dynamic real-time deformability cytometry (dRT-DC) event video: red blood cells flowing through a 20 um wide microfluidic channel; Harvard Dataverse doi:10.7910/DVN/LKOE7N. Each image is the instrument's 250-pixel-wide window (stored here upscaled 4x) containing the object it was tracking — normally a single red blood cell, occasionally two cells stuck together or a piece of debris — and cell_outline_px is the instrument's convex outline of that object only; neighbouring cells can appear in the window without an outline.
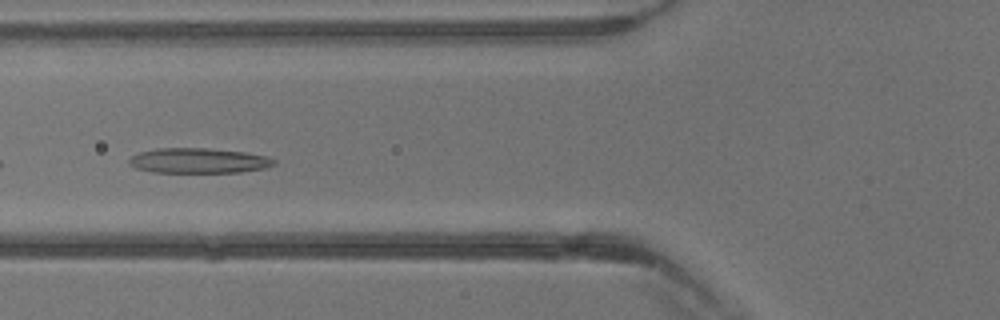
{"species": "common noctule bat (a hibernating species)", "species_latin": "Nyctalus noctula", "temperature_condition": "warm", "stored_images_in_passage": 26, "camera_frame_rate_fps": 3000, "um_per_image_px": 0.085, "animal": {"sex": "male", "body_mass_g": 13.3}, "frame": {"image": 1, "passage_image": 3, "time_ms": 0.667, "image_size_px": [1000, 320], "cell_outline_px": [[276, 164], [264, 168], [240, 172], [152, 172], [136, 168], [128, 164], [128, 160], [132, 156], [140, 152], [156, 148], [208, 148], [244, 152], [264, 156], [276, 160]], "centroid_in_image_um": [16.85, 13.65], "position_along_channel_um": 109.0, "area_um2": 21.1}}
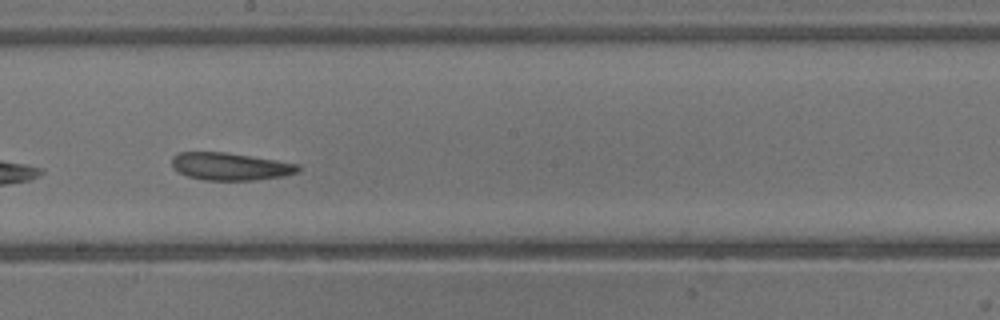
{"frame": {"image": 2, "passage_image": 10, "time_ms": 3.0, "image_size_px": [1000, 320], "cell_outline_px": [[300, 172], [284, 176], [256, 180], [204, 180], [188, 176], [172, 168], [172, 156], [180, 152], [224, 152], [252, 156], [300, 164]], "centroid_in_image_um": [19.6, 14.15], "position_along_channel_um": 228.6, "area_um2": 20.35}}
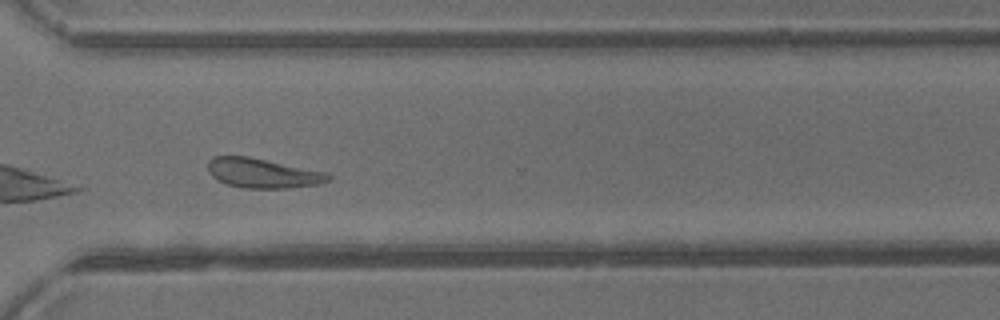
{"frame": {"image": 3, "passage_image": 17, "time_ms": 5.333, "image_size_px": [1000, 320], "cell_outline_px": [[332, 180], [320, 184], [288, 188], [244, 188], [228, 184], [212, 176], [208, 172], [208, 160], [212, 156], [248, 156], [328, 172], [332, 176]], "centroid_in_image_um": [22.38, 14.71], "position_along_channel_um": 348.2, "area_um2": 20.92}}